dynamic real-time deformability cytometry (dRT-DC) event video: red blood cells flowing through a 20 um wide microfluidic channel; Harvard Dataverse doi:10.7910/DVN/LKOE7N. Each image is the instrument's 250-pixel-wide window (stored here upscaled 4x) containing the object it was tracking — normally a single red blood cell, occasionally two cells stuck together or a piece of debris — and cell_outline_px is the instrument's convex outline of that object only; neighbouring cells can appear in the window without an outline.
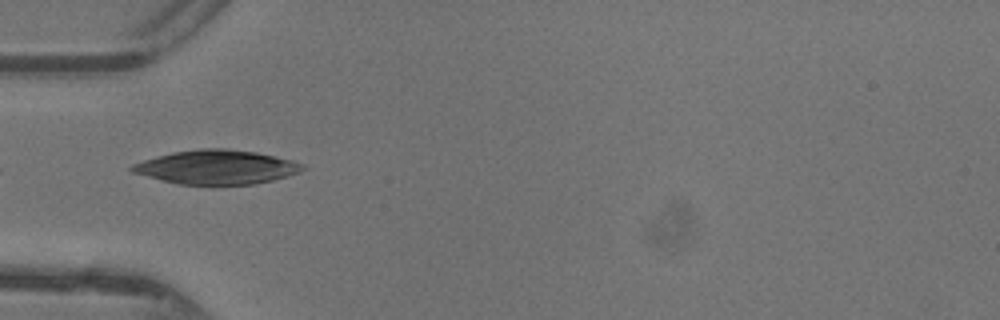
{"species": "common noctule bat (a hibernating species)", "species_latin": "Nyctalus noctula", "temperature_condition": "warm", "stored_images_in_passage": 5, "camera_frame_rate_fps": 3000, "um_per_image_px": 0.085, "animal": {"sex": "female"}, "frame": {"image": 1, "passage_image": 1, "time_ms": 0.0, "image_size_px": [1000, 320], "cell_outline_px": [[304, 168], [296, 172], [272, 180], [252, 184], [180, 184], [160, 180], [132, 172], [128, 168], [132, 164], [144, 160], [172, 152], [200, 148], [228, 148], [256, 152], [292, 160], [304, 164]], "centroid_in_image_um": [18.36, 14.19], "position_along_channel_um": 66.6, "area_um2": 33.52}}